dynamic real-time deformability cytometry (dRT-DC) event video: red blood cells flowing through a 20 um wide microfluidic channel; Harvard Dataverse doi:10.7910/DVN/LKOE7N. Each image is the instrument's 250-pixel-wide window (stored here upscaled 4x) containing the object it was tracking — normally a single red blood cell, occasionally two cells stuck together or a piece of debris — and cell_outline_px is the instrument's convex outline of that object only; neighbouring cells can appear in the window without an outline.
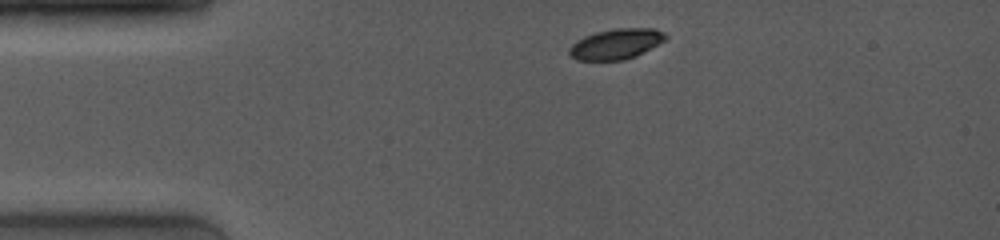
{"species": "common noctule bat (a hibernating species)", "species_latin": "Nyctalus noctula", "temperature_condition": "room temperature", "stored_images_in_passage": 8, "camera_frame_rate_fps": 4000, "um_per_image_px": 0.085, "animal": {"sex": "female", "body_mass_g": 19.0, "forearm_length_mm": 53.3}, "frame": {"image": 1, "passage_image": 1, "time_ms": 0.0, "image_size_px": [1000, 240], "cell_outline_px": [[668, 36], [664, 40], [636, 56], [624, 60], [576, 60], [568, 52], [568, 48], [576, 40], [584, 36], [596, 32], [616, 28], [656, 28], [664, 32]], "centroid_in_image_um": [52.35, 3.73], "position_along_channel_um": 32.7, "area_um2": 17.05}}
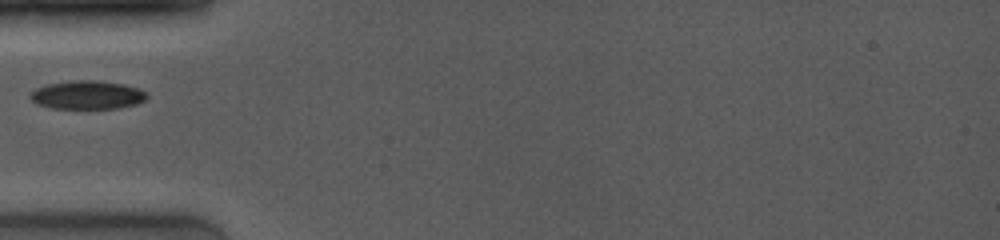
{"frame": {"image": 2, "passage_image": 4, "time_ms": 2.25, "image_size_px": [1000, 240], "cell_outline_px": [[148, 96], [144, 100], [136, 104], [120, 108], [52, 108], [36, 104], [28, 96], [36, 88], [48, 84], [72, 80], [100, 80], [124, 84], [148, 92]], "centroid_in_image_um": [7.43, 8.06], "position_along_channel_um": 77.6, "area_um2": 19.42}}
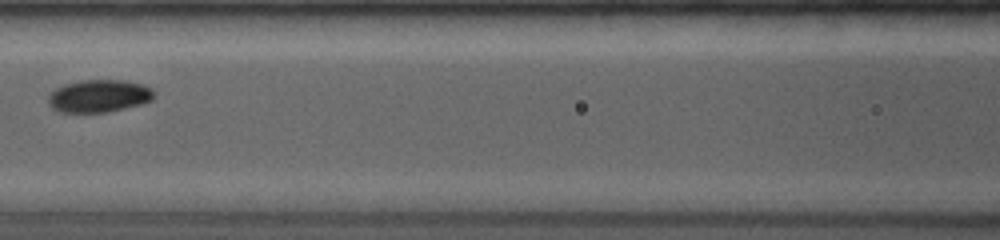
{"frame": {"image": 3, "passage_image": 7, "time_ms": 4.25, "image_size_px": [1000, 240], "cell_outline_px": [[156, 92], [152, 100], [140, 104], [108, 112], [56, 112], [48, 104], [48, 96], [56, 88], [64, 84], [80, 80], [128, 80], [144, 84], [152, 88]], "centroid_in_image_um": [8.43, 8.15], "position_along_channel_um": 158.2, "area_um2": 20.35}}